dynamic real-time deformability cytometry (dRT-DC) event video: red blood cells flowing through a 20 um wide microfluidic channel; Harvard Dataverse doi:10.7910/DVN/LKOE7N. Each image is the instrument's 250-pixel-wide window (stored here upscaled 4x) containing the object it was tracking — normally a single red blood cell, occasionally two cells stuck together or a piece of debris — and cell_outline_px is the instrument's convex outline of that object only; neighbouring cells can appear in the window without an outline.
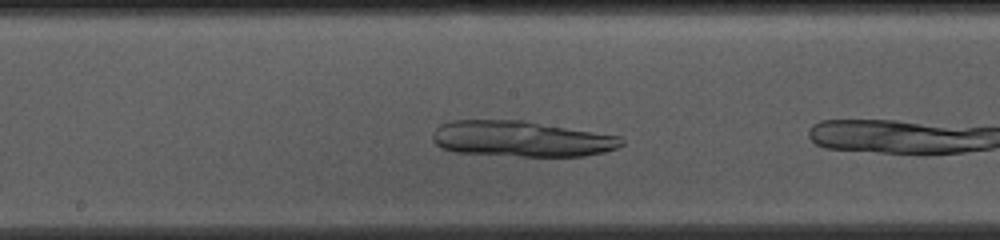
{"species": "common noctule bat (a hibernating species)", "species_latin": "Nyctalus noctula", "temperature_condition": "cold", "stored_images_in_passage": 14, "camera_frame_rate_fps": 3000, "um_per_image_px": 0.085, "animal": {"sex": "female", "body_mass_g": 10.0, "forearm_length_mm": 53.1}, "frame": {"image": 1, "passage_image": 12, "time_ms": 3.667, "image_size_px": [1000, 240], "cell_outline_px": [[624, 144], [616, 148], [604, 152], [584, 156], [520, 156], [456, 152], [440, 148], [432, 140], [432, 136], [436, 128], [440, 124], [452, 120], [524, 120], [620, 136], [624, 140]], "centroid_in_image_um": [44.3, 11.8], "position_along_channel_um": 203.9, "area_um2": 39.48}}